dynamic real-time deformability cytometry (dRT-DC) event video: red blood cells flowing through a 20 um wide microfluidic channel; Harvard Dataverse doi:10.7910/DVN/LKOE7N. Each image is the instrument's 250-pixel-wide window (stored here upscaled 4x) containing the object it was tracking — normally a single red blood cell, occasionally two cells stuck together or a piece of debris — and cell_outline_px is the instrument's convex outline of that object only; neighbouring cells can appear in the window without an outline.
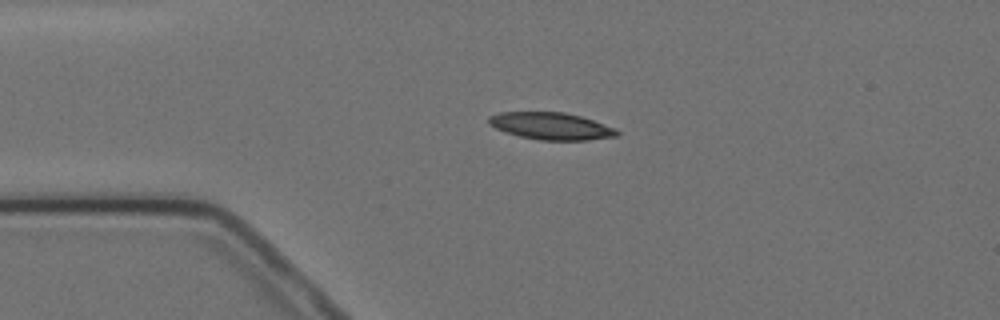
{"species": "Egyptian fruit bat (a non-hibernating species)", "species_latin": "Rousettus aegyptiacus", "temperature_condition": "cold", "stored_images_in_passage": 4, "camera_frame_rate_fps": 3000, "um_per_image_px": 0.085, "animal": {"sex": "female"}, "frame": {"image": 1, "passage_image": 3, "time_ms": 2.333, "image_size_px": [1000, 320], "cell_outline_px": [[620, 132], [616, 136], [588, 140], [540, 140], [520, 136], [504, 132], [488, 124], [488, 116], [500, 112], [564, 112], [580, 116], [616, 128]], "centroid_in_image_um": [46.82, 10.71], "position_along_channel_um": 38.2, "area_um2": 20.23}}